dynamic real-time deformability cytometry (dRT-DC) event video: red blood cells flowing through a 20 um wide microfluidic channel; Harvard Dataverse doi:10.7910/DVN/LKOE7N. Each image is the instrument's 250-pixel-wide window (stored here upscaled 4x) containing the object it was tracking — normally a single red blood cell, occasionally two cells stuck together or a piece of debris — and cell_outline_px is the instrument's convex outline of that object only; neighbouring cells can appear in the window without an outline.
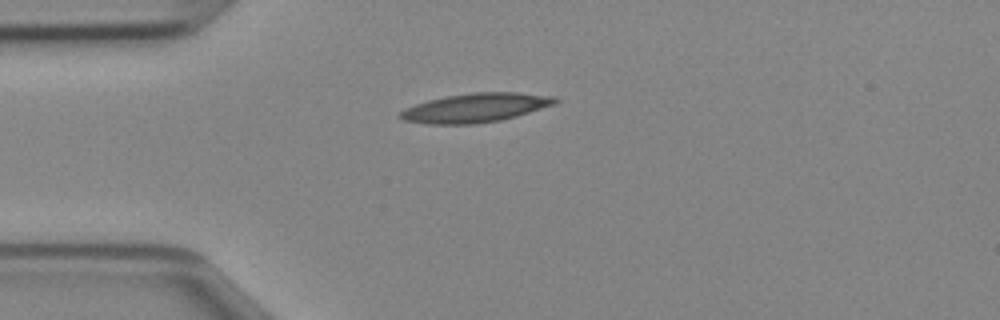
{"species": "Egyptian fruit bat (a non-hibernating species)", "species_latin": "Rousettus aegyptiacus", "temperature_condition": "cold", "stored_images_in_passage": 36, "camera_frame_rate_fps": 3000, "um_per_image_px": 0.085, "animal": {"sex": "female"}, "frame": {"image": 1, "passage_image": 1, "time_ms": 0.0, "image_size_px": [1000, 320], "cell_outline_px": [[560, 100], [556, 104], [516, 116], [500, 120], [476, 124], [424, 124], [404, 120], [400, 116], [400, 112], [404, 108], [428, 100], [448, 96], [476, 92], [516, 92], [556, 96]], "centroid_in_image_um": [40.46, 9.16], "position_along_channel_um": 44.5, "area_um2": 26.18}}
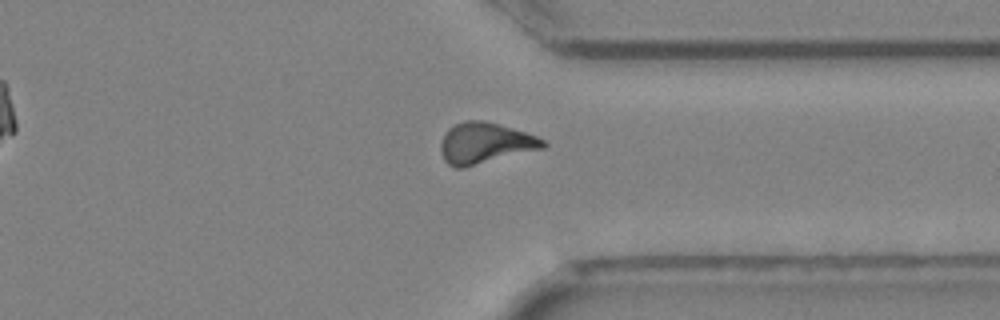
{"frame": {"image": 2, "passage_image": 25, "time_ms": 8.0, "image_size_px": [1000, 320], "cell_outline_px": [[548, 144], [544, 148], [464, 168], [456, 168], [448, 164], [444, 160], [440, 152], [440, 144], [448, 128], [452, 124], [464, 120], [484, 120], [500, 124], [536, 136], [544, 140]], "centroid_in_image_um": [41.2, 12.16], "position_along_channel_um": 370.2, "area_um2": 24.62}}
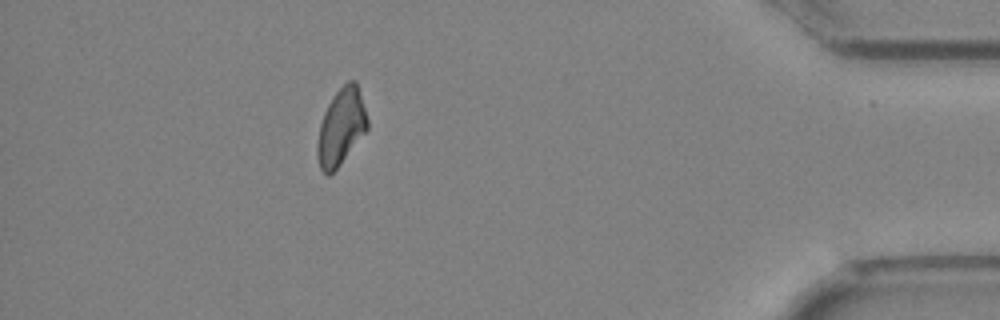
{"frame": {"image": 3, "passage_image": 31, "time_ms": 10.0, "image_size_px": [1000, 320], "cell_outline_px": [[368, 128], [340, 164], [328, 176], [320, 168], [316, 156], [316, 144], [320, 124], [324, 112], [332, 96], [348, 80], [356, 80], [368, 120]], "centroid_in_image_um": [28.97, 10.78], "position_along_channel_um": 406.2, "area_um2": 22.14}}